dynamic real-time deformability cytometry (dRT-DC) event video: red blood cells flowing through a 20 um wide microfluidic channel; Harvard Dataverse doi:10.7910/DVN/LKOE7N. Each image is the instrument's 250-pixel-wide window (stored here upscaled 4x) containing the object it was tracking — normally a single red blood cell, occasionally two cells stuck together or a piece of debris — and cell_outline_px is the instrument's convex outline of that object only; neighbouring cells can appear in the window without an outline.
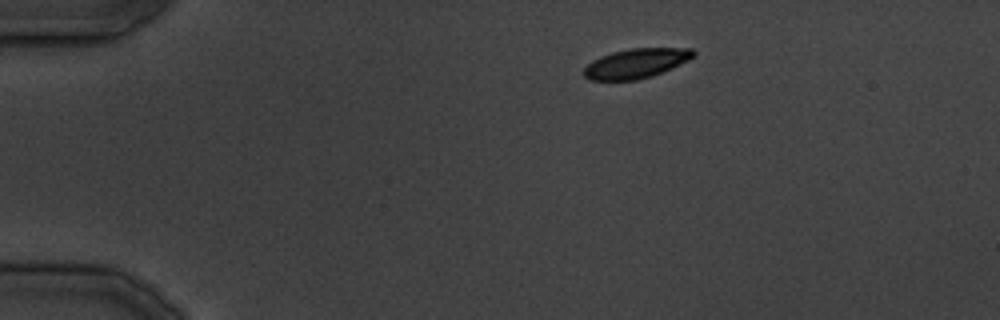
{"species": "common noctule bat (a hibernating species)", "species_latin": "Nyctalus noctula", "temperature_condition": "cold", "stored_images_in_passage": 27, "camera_frame_rate_fps": 3000, "um_per_image_px": 0.085, "animal": {"sex": "male", "body_mass_g": 19.5, "forearm_length_mm": 54.6}, "frame": {"image": 1, "passage_image": 1, "time_ms": 0.0, "image_size_px": [1000, 320], "cell_outline_px": [[696, 56], [672, 68], [652, 76], [636, 80], [588, 80], [584, 76], [584, 68], [592, 60], [600, 56], [612, 52], [632, 48], [692, 48], [696, 52]], "centroid_in_image_um": [54.08, 5.38], "position_along_channel_um": 30.9, "area_um2": 18.96}}
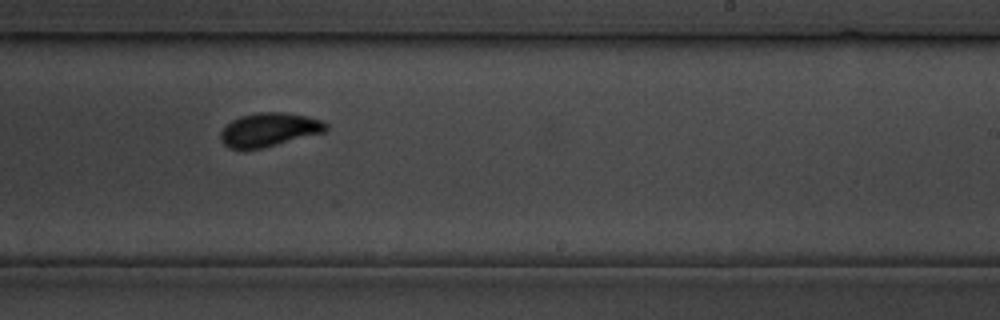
{"frame": {"image": 2, "passage_image": 17, "time_ms": 20.0, "image_size_px": [1000, 320], "cell_outline_px": [[328, 128], [324, 132], [244, 152], [228, 148], [220, 140], [220, 132], [232, 120], [240, 116], [260, 112], [284, 112], [308, 116], [324, 120], [328, 124]], "centroid_in_image_um": [22.85, 11.04], "position_along_channel_um": 266.2, "area_um2": 20.92}}
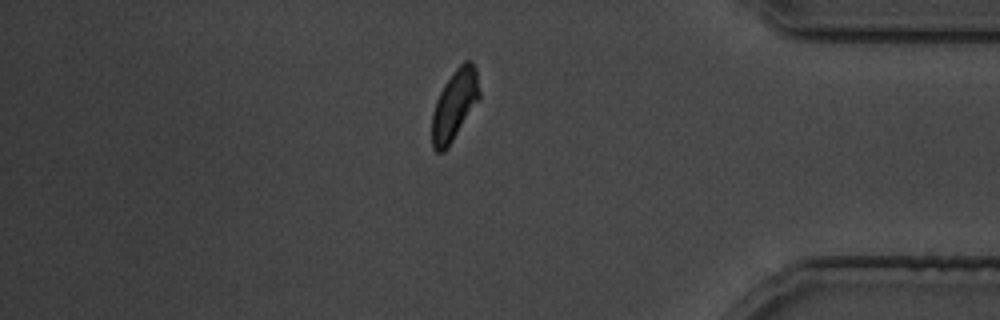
{"frame": {"image": 3, "passage_image": 25, "time_ms": 30.333, "image_size_px": [1000, 320], "cell_outline_px": [[480, 100], [448, 148], [444, 152], [436, 152], [432, 148], [432, 112], [436, 100], [444, 84], [456, 68], [464, 60], [472, 60], [476, 68], [480, 92]], "centroid_in_image_um": [38.65, 8.93], "position_along_channel_um": 396.6, "area_um2": 19.83}}